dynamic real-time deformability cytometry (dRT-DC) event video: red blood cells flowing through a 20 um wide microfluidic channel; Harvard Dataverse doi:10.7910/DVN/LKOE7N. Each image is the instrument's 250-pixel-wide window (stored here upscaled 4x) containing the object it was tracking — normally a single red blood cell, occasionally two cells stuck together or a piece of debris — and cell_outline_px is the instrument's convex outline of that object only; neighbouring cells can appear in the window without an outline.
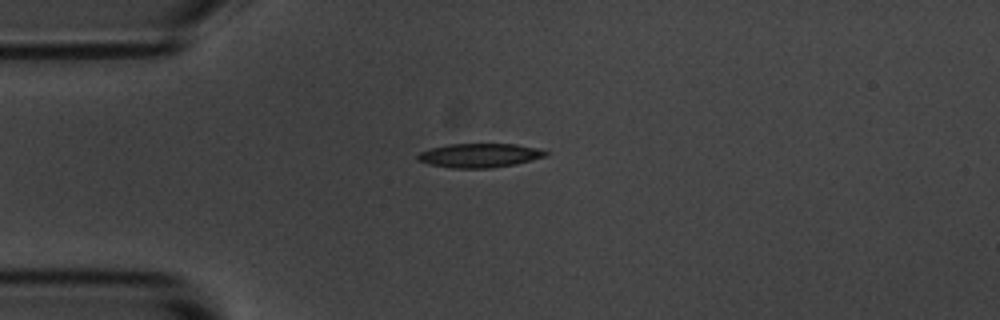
{"species": "common noctule bat (a hibernating species)", "species_latin": "Nyctalus noctula", "temperature_condition": "room temperature", "stored_images_in_passage": 8, "camera_frame_rate_fps": 3000, "um_per_image_px": 0.085, "animal": {"sex": "male", "body_mass_g": 20.1, "forearm_length_mm": 53.5}, "frame": {"image": 1, "passage_image": 3, "time_ms": 3.333, "image_size_px": [1000, 320], "cell_outline_px": [[548, 156], [516, 164], [492, 168], [452, 168], [432, 164], [416, 160], [416, 156], [420, 152], [432, 148], [448, 144], [516, 144], [536, 148], [548, 152]], "centroid_in_image_um": [40.78, 13.21], "position_along_channel_um": 44.2, "area_um2": 17.86}}
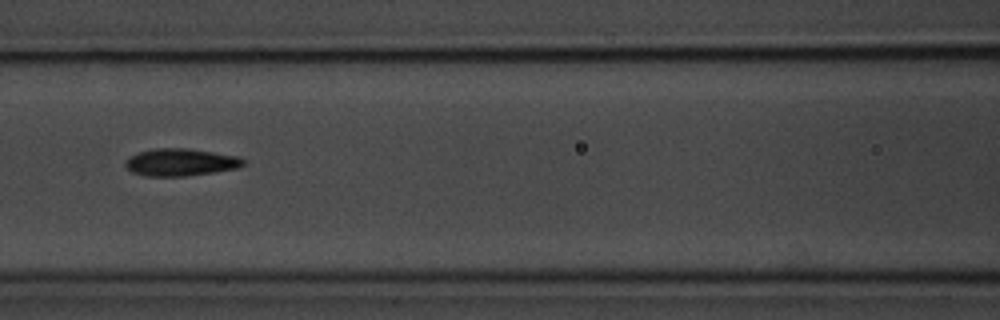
{"frame": {"image": 2, "passage_image": 6, "time_ms": 6.667, "image_size_px": [1000, 320], "cell_outline_px": [[244, 164], [240, 168], [216, 172], [184, 176], [148, 176], [132, 172], [124, 164], [124, 160], [128, 156], [136, 152], [156, 148], [188, 148], [236, 156], [244, 160]], "centroid_in_image_um": [15.31, 13.79], "position_along_channel_um": 151.3, "area_um2": 18.9}}
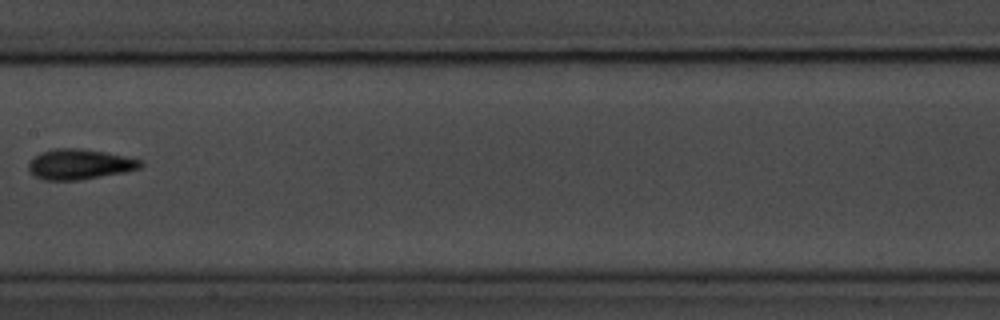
{"frame": {"image": 3, "passage_image": 7, "time_ms": 8.0, "image_size_px": [1000, 320], "cell_outline_px": [[144, 164], [140, 168], [124, 172], [80, 180], [44, 180], [28, 172], [28, 164], [40, 152], [52, 148], [80, 148], [104, 152], [124, 156], [140, 160]], "centroid_in_image_um": [6.73, 13.96], "position_along_channel_um": 200.7, "area_um2": 19.71}}